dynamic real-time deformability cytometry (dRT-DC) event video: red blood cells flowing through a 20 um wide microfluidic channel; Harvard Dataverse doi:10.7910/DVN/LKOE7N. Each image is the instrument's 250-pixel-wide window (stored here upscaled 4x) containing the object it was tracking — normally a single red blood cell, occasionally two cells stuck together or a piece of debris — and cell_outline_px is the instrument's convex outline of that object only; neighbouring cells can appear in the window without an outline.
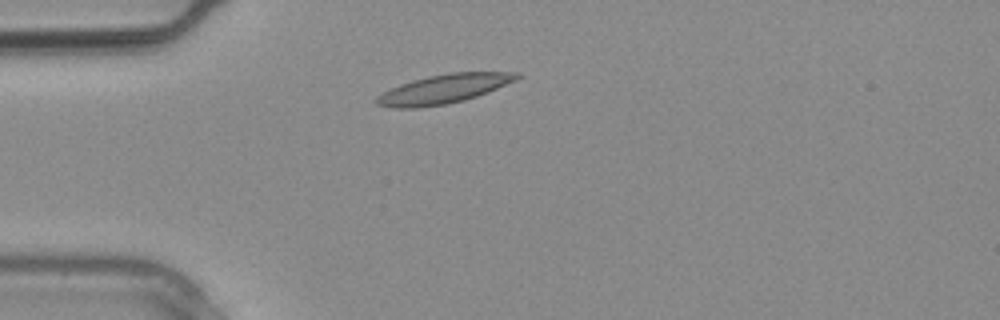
{"species": "common noctule bat (a hibernating species)", "species_latin": "Nyctalus noctula", "temperature_condition": "warm", "stored_images_in_passage": 2, "camera_frame_rate_fps": 3000, "um_per_image_px": 0.085, "animal": {"sex": "male", "body_mass_g": 20.4}, "frame": {"image": 1, "passage_image": 1, "time_ms": 0.0, "image_size_px": [1000, 320], "cell_outline_px": [[520, 76], [516, 80], [488, 92], [464, 100], [444, 104], [416, 108], [392, 108], [376, 104], [376, 96], [400, 84], [412, 80], [428, 76], [452, 72], [520, 72]], "centroid_in_image_um": [37.72, 7.56], "position_along_channel_um": 47.3, "area_um2": 23.52}}